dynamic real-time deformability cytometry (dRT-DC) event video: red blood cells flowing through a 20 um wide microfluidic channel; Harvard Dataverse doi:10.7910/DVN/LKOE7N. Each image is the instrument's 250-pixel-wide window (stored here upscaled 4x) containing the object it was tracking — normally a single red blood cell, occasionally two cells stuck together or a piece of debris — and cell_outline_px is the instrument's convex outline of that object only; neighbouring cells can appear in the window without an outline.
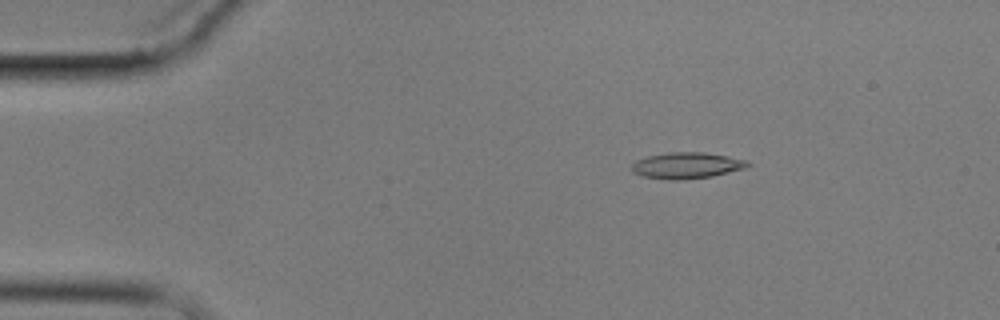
{"species": "common noctule bat (a hibernating species)", "species_latin": "Nyctalus noctula", "temperature_condition": "cold", "stored_images_in_passage": 3, "camera_frame_rate_fps": 3000, "um_per_image_px": 0.085, "animal": {"sex": "male", "body_mass_g": 17.9}, "frame": {"image": 1, "passage_image": 1, "time_ms": 0.0, "image_size_px": [1000, 320], "cell_outline_px": [[752, 164], [744, 168], [712, 176], [680, 180], [668, 180], [644, 176], [632, 172], [632, 164], [636, 160], [648, 156], [668, 152], [704, 152], [728, 156], [744, 160]], "centroid_in_image_um": [58.34, 14.06], "position_along_channel_um": 26.7, "area_um2": 17.57}}